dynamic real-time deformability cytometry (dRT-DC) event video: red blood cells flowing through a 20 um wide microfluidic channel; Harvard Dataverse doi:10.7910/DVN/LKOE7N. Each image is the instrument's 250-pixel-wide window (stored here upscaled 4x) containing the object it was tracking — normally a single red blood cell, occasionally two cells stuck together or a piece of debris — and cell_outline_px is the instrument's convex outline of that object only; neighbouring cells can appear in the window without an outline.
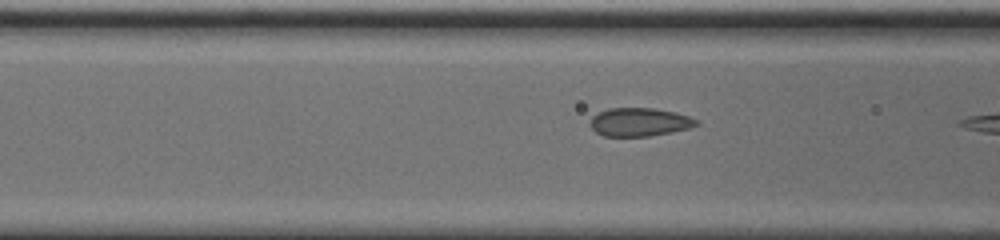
{"species": "common noctule bat (a hibernating species)", "species_latin": "Nyctalus noctula", "temperature_condition": "cold", "stored_images_in_passage": 14, "camera_frame_rate_fps": 3000, "um_per_image_px": 0.085, "animal": {"sex": "male", "body_mass_g": 20.0, "forearm_length_mm": 53.3}, "frame": {"image": 1, "passage_image": 12, "time_ms": 3.667, "image_size_px": [1000, 240], "cell_outline_px": [[700, 124], [688, 128], [672, 132], [648, 136], [604, 136], [596, 132], [588, 124], [592, 116], [608, 108], [656, 108], [676, 112], [688, 116], [696, 120]], "centroid_in_image_um": [54.34, 10.37], "position_along_channel_um": 112.3, "area_um2": 17.57}}